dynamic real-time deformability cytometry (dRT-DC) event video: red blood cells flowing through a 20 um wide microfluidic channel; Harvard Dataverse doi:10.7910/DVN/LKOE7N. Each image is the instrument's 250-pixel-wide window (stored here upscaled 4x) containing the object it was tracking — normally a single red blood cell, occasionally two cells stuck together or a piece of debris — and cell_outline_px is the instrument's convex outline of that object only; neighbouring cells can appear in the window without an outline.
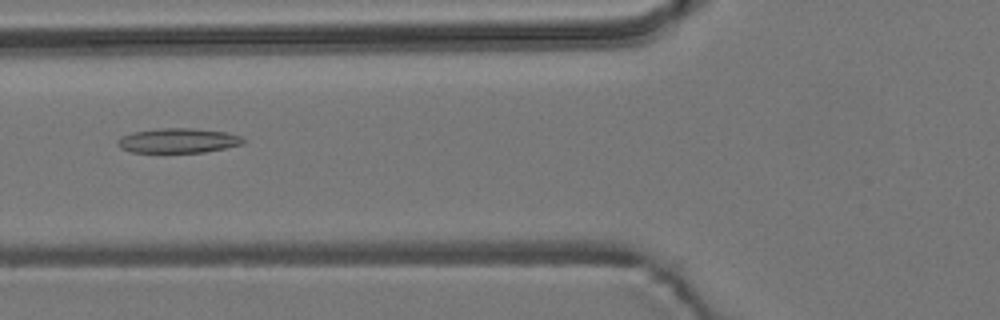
{"species": "common noctule bat (a hibernating species)", "species_latin": "Nyctalus noctula", "temperature_condition": "room temperature", "stored_images_in_passage": 34, "camera_frame_rate_fps": 3000, "um_per_image_px": 0.085, "animal": {"sex": "male", "body_mass_g": 19.2, "forearm_length_mm": 51.8}, "frame": {"image": 1, "passage_image": 9, "time_ms": 2.667, "image_size_px": [1000, 320], "cell_outline_px": [[244, 144], [204, 152], [132, 152], [120, 148], [116, 144], [116, 140], [120, 136], [132, 132], [160, 128], [188, 128], [224, 132], [240, 136], [244, 140]], "centroid_in_image_um": [15.08, 11.95], "position_along_channel_um": 110.7, "area_um2": 17.98}}
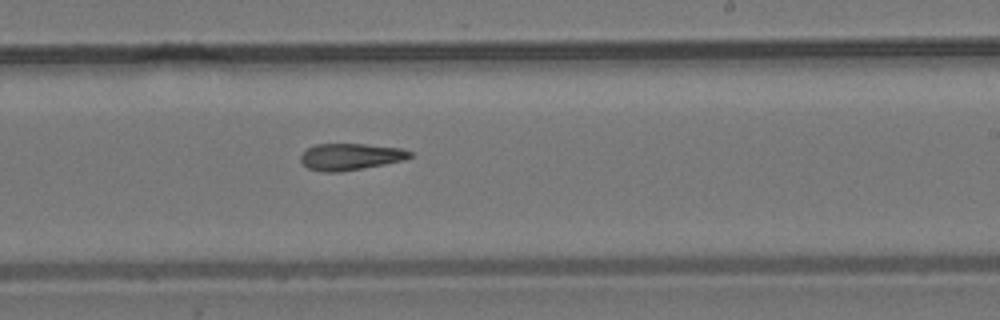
{"frame": {"image": 2, "passage_image": 21, "time_ms": 6.667, "image_size_px": [1000, 320], "cell_outline_px": [[412, 156], [404, 160], [384, 164], [340, 172], [320, 172], [308, 168], [300, 160], [300, 156], [308, 148], [316, 144], [368, 144], [404, 148], [412, 152]], "centroid_in_image_um": [29.81, 13.31], "position_along_channel_um": 259.2, "area_um2": 17.05}}
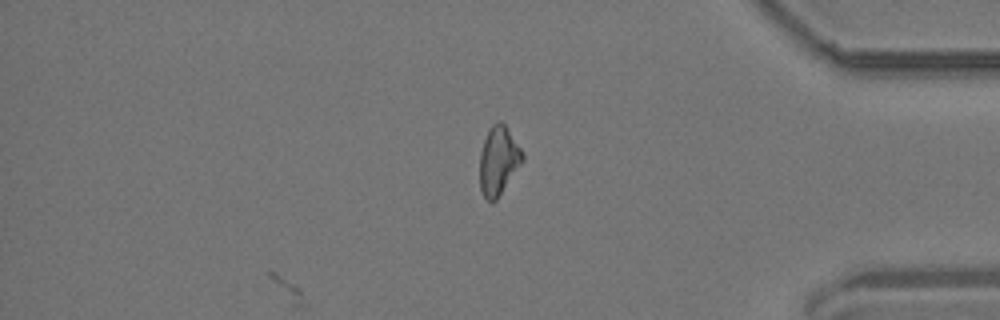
{"frame": {"image": 3, "passage_image": 34, "time_ms": 11.0, "image_size_px": [1000, 320], "cell_outline_px": [[524, 160], [496, 200], [488, 200], [484, 196], [480, 188], [480, 152], [488, 128], [496, 120], [500, 120], [504, 124], [524, 152]], "centroid_in_image_um": [42.37, 13.61], "position_along_channel_um": 392.8, "area_um2": 17.05}, "authors_computed_cell_mechanics": {"area_um2": 17.1666, "velocity_mm_per_s": 3.7031, "shape_relaxation_time_tau1_ms": null, "shape_relaxation_time_tau2_ms": 11.1496, "deformation_change_tau1": null, "deformation_change_tau2": 0.2514}}